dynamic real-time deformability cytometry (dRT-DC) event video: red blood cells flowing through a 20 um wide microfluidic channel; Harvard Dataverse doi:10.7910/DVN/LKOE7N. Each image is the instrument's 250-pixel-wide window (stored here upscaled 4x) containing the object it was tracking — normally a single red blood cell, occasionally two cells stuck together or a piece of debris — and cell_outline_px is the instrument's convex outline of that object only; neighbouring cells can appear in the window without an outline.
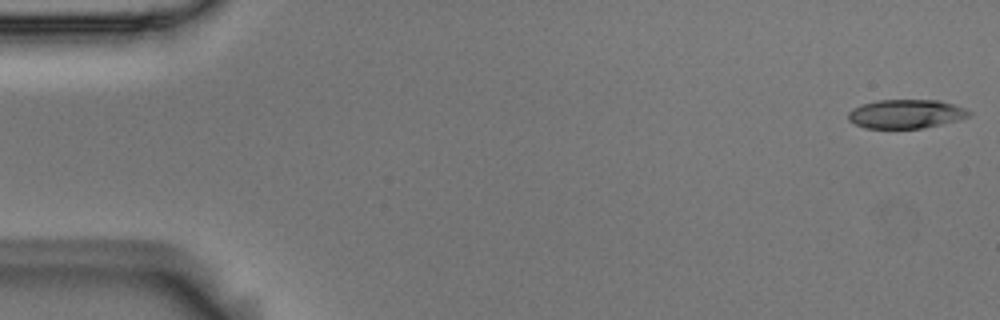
{"species": "Egyptian fruit bat (a non-hibernating species)", "species_latin": "Rousettus aegyptiacus", "temperature_condition": "room temperature", "stored_images_in_passage": 54, "camera_frame_rate_fps": 3000, "um_per_image_px": 0.085, "animal": {"sex": "male"}, "frame": {"image": 1, "passage_image": 1, "time_ms": 0.0, "image_size_px": [1000, 320], "cell_outline_px": [[972, 116], [924, 128], [864, 128], [848, 120], [848, 112], [852, 108], [860, 104], [876, 100], [940, 100], [968, 108], [972, 112]], "centroid_in_image_um": [77.02, 9.67], "position_along_channel_um": 8.0, "area_um2": 20.58}}
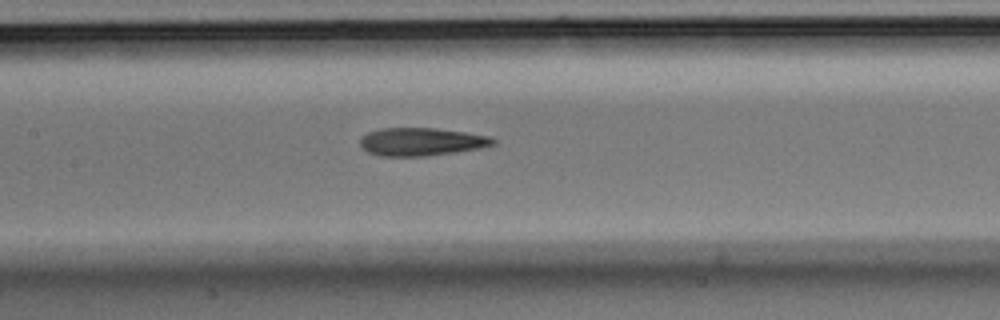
{"frame": {"image": 2, "passage_image": 25, "time_ms": 8.0, "image_size_px": [1000, 320], "cell_outline_px": [[496, 144], [480, 148], [424, 156], [380, 156], [368, 152], [360, 144], [360, 140], [368, 132], [380, 128], [436, 128], [464, 132], [488, 136], [496, 140]], "centroid_in_image_um": [35.81, 12.04], "position_along_channel_um": 171.6, "area_um2": 21.44}}
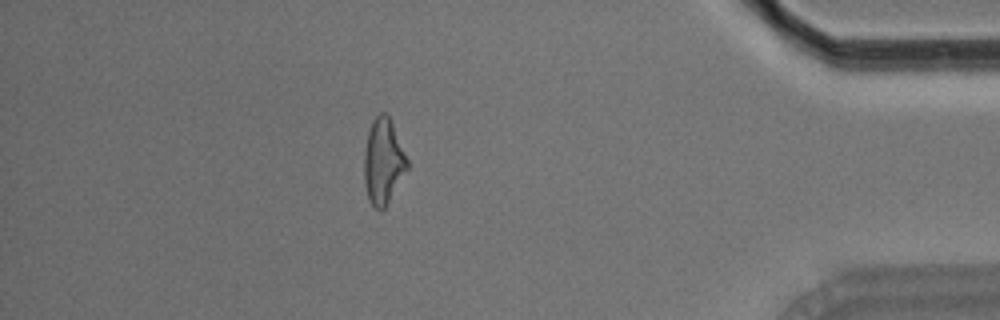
{"frame": {"image": 3, "passage_image": 47, "time_ms": 15.333, "image_size_px": [1000, 320], "cell_outline_px": [[408, 168], [384, 208], [380, 212], [372, 208], [368, 200], [364, 184], [364, 148], [368, 132], [372, 120], [380, 112], [388, 112], [392, 120], [408, 160]], "centroid_in_image_um": [32.56, 13.7], "position_along_channel_um": 402.6, "area_um2": 21.85}, "authors_computed_cell_mechanics": {"area_um2": 21.6172, "velocity_mm_per_s": 3.7312, "shape_relaxation_time_tau1_ms": 5.6561, "shape_relaxation_time_tau2_ms": 2.9665, "deformation_change_tau1": 0.1841, "deformation_change_tau2": 0.1404}}